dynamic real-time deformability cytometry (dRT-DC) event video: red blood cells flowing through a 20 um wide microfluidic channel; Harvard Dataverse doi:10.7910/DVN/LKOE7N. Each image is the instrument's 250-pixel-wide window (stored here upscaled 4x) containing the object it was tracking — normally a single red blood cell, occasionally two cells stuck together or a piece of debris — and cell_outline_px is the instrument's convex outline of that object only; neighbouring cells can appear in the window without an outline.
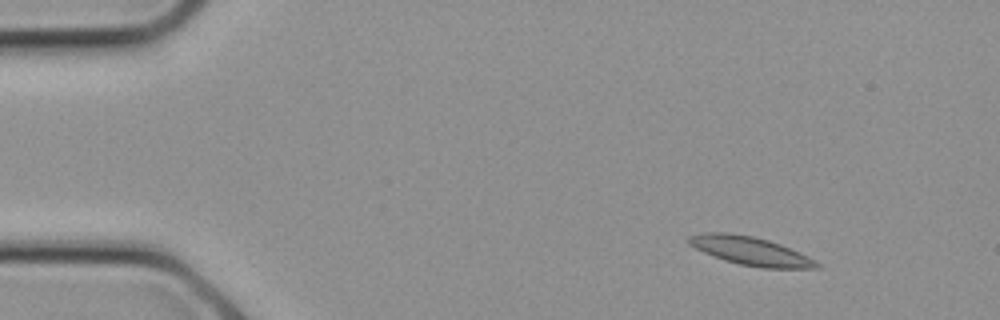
{"species": "common noctule bat (a hibernating species)", "species_latin": "Nyctalus noctula", "temperature_condition": "cold", "stored_images_in_passage": 7, "camera_frame_rate_fps": 3000, "um_per_image_px": 0.085, "animal": {"sex": "female", "body_mass_g": 21.9}, "frame": {"image": 1, "passage_image": 3, "time_ms": 0.667, "image_size_px": [1000, 320], "cell_outline_px": [[820, 268], [760, 268], [740, 264], [724, 260], [712, 256], [688, 244], [688, 236], [704, 232], [728, 232], [752, 236], [768, 240], [780, 244], [808, 256], [816, 260], [820, 264]], "centroid_in_image_um": [63.78, 21.33], "position_along_channel_um": 21.2, "area_um2": 21.21}}